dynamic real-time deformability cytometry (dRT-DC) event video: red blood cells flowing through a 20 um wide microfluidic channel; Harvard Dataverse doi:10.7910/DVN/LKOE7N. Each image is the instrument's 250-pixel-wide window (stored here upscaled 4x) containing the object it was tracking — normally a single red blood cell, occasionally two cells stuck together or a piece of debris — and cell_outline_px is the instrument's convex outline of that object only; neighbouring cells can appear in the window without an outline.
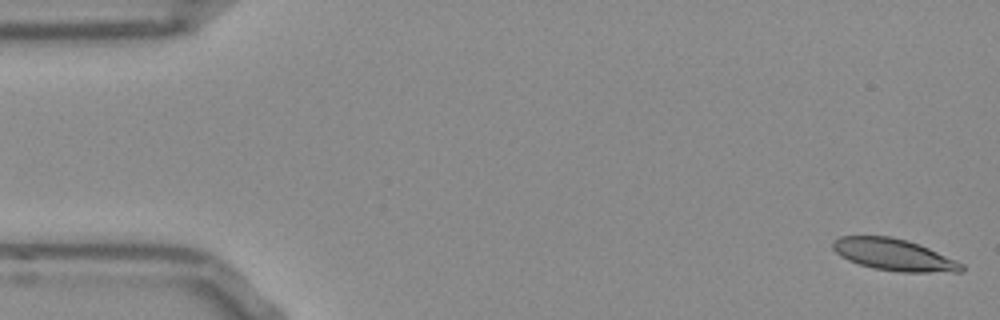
{"species": "Egyptian fruit bat (a non-hibernating species)", "species_latin": "Rousettus aegyptiacus", "temperature_condition": "room temperature", "stored_images_in_passage": 37, "camera_frame_rate_fps": 3000, "um_per_image_px": 0.085, "frame": {"image": 1, "passage_image": 1, "time_ms": 0.0, "image_size_px": [1000, 320], "cell_outline_px": [[964, 272], [900, 272], [872, 268], [848, 260], [840, 256], [832, 248], [832, 240], [840, 236], [892, 236], [908, 240], [920, 244], [956, 260], [964, 264]], "centroid_in_image_um": [75.99, 21.65], "position_along_channel_um": 9.0, "area_um2": 24.04}}
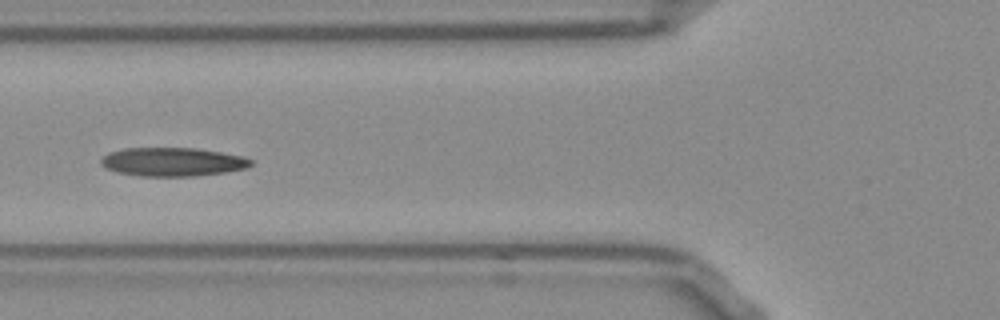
{"frame": {"image": 2, "passage_image": 19, "time_ms": 6.0, "image_size_px": [1000, 320], "cell_outline_px": [[252, 164], [248, 168], [224, 172], [196, 176], [140, 176], [116, 172], [104, 168], [100, 164], [100, 160], [108, 152], [124, 148], [196, 148], [244, 156], [252, 160]], "centroid_in_image_um": [14.65, 13.76], "position_along_channel_um": 111.2, "area_um2": 25.2}}
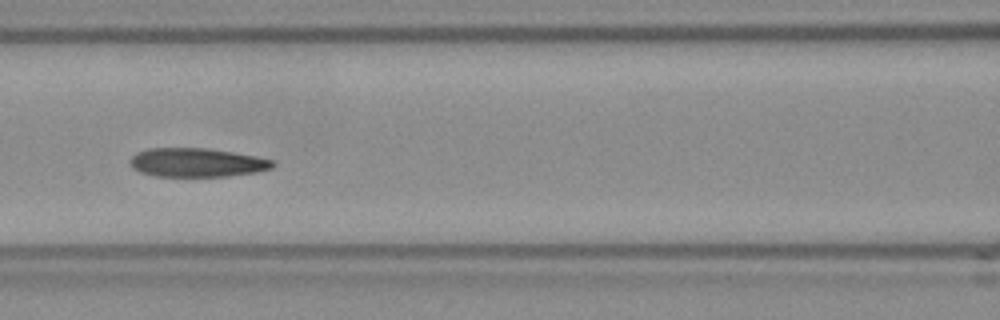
{"frame": {"image": 3, "passage_image": 22, "time_ms": 7.0, "image_size_px": [1000, 320], "cell_outline_px": [[276, 164], [272, 168], [256, 172], [228, 176], [156, 176], [140, 172], [132, 168], [128, 164], [128, 160], [136, 152], [148, 148], [208, 148], [256, 156], [276, 160]], "centroid_in_image_um": [16.72, 13.81], "position_along_channel_um": 149.9, "area_um2": 24.22}}